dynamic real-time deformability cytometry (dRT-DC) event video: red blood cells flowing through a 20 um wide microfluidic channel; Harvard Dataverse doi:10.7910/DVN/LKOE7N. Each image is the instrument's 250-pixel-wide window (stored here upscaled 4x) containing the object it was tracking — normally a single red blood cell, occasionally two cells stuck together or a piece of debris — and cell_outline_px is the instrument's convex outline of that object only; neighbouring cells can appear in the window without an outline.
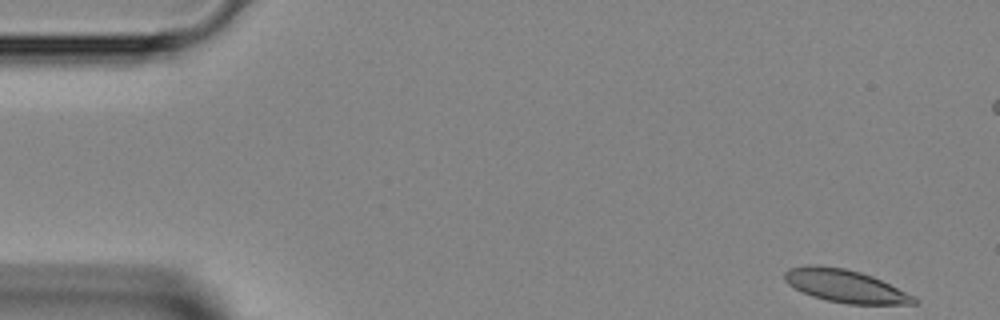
{"species": "Egyptian fruit bat (a non-hibernating species)", "species_latin": "Rousettus aegyptiacus", "temperature_condition": "room temperature", "stored_images_in_passage": 44, "camera_frame_rate_fps": 3000, "um_per_image_px": 0.085, "animal": {"sex": "female"}, "frame": {"image": 1, "passage_image": 1, "time_ms": 0.0, "image_size_px": [1000, 320], "cell_outline_px": [[920, 300], [916, 304], [848, 304], [828, 300], [812, 296], [788, 284], [784, 280], [784, 272], [788, 268], [808, 264], [816, 264], [844, 268], [860, 272], [872, 276], [916, 296]], "centroid_in_image_um": [71.86, 24.3], "position_along_channel_um": 13.1, "area_um2": 24.8}}
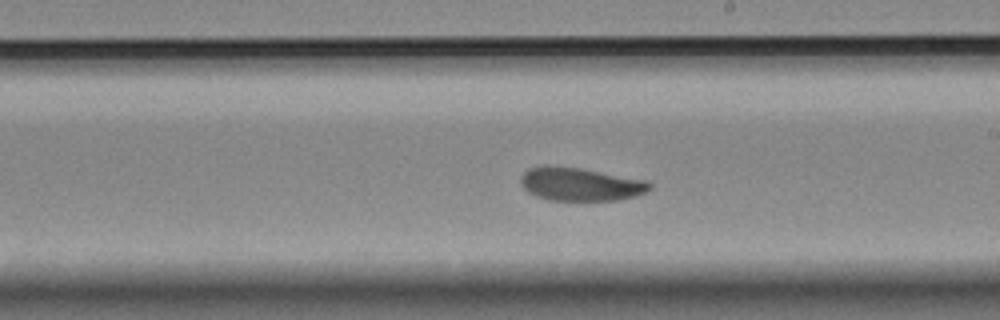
{"frame": {"image": 2, "passage_image": 24, "time_ms": 7.667, "image_size_px": [1000, 320], "cell_outline_px": [[652, 188], [636, 196], [620, 200], [548, 200], [536, 196], [528, 192], [520, 184], [520, 176], [528, 168], [544, 164], [548, 164], [580, 168], [644, 180], [652, 184]], "centroid_in_image_um": [49.27, 15.65], "position_along_channel_um": 239.7, "area_um2": 25.14}}
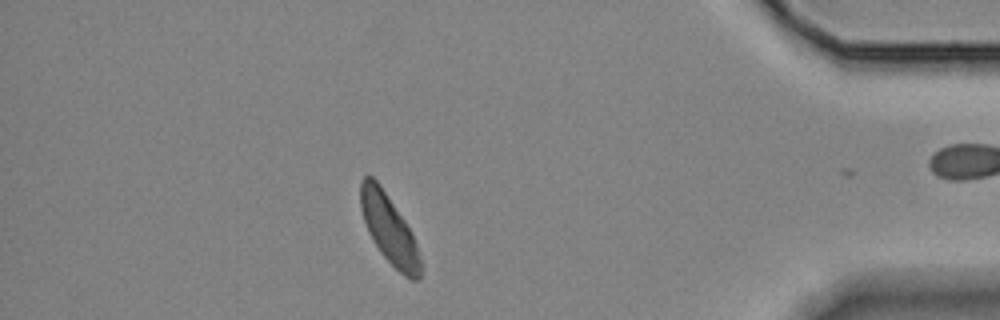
{"frame": {"image": 3, "passage_image": 38, "time_ms": 12.333, "image_size_px": [1000, 320], "cell_outline_px": [[420, 276], [416, 280], [412, 280], [404, 276], [380, 252], [372, 240], [368, 232], [360, 208], [360, 180], [364, 176], [372, 176], [380, 184], [412, 232], [416, 244], [420, 260]], "centroid_in_image_um": [33.04, 19.45], "position_along_channel_um": 402.2, "area_um2": 23.76}}